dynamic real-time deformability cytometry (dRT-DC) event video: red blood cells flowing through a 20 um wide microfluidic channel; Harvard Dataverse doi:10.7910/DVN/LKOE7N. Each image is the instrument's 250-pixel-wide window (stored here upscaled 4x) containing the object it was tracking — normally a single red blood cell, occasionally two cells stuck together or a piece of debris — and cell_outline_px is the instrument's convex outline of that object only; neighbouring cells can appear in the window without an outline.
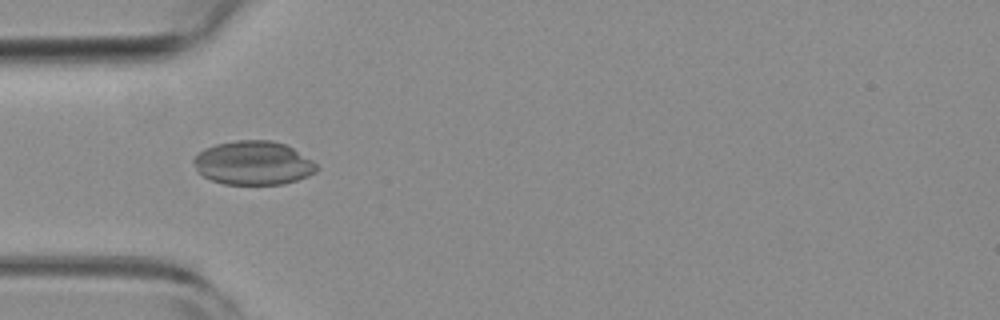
{"species": "common noctule bat (a hibernating species)", "species_latin": "Nyctalus noctula", "temperature_condition": "room temperature", "stored_images_in_passage": 55, "camera_frame_rate_fps": 3000, "um_per_image_px": 0.085, "animal": {"sex": "female", "body_mass_g": 19.3, "forearm_length_mm": 54.1}, "frame": {"image": 1, "passage_image": 17, "time_ms": 5.333, "image_size_px": [1000, 320], "cell_outline_px": [[320, 168], [316, 172], [308, 176], [284, 184], [224, 184], [212, 180], [196, 172], [192, 160], [204, 148], [216, 144], [236, 140], [272, 140], [284, 144], [292, 148], [312, 160]], "centroid_in_image_um": [21.52, 13.85], "position_along_channel_um": 63.5, "area_um2": 31.44}}
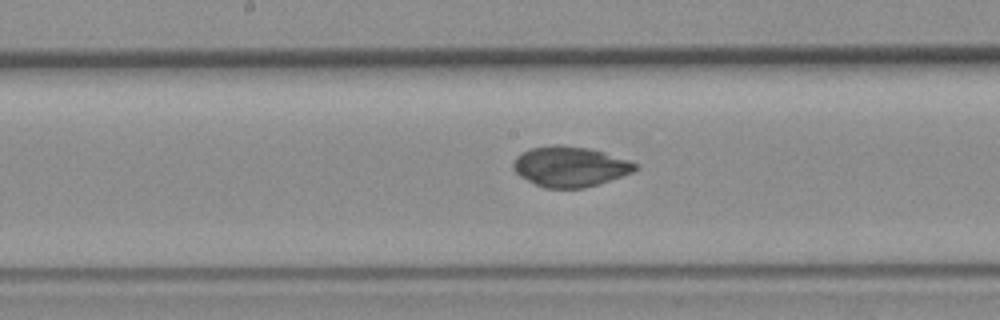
{"frame": {"image": 2, "passage_image": 28, "time_ms": 9.0, "image_size_px": [1000, 320], "cell_outline_px": [[640, 168], [632, 172], [600, 184], [584, 188], [544, 188], [520, 176], [512, 168], [512, 164], [516, 156], [520, 152], [528, 148], [556, 144], [560, 144], [588, 148], [604, 152], [640, 164]], "centroid_in_image_um": [48.45, 14.15], "position_along_channel_um": 199.8, "area_um2": 28.9}}
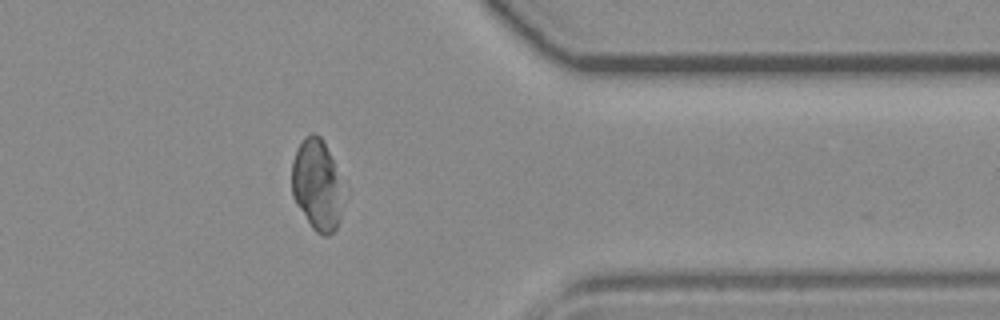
{"frame": {"image": 3, "passage_image": 44, "time_ms": 14.333, "image_size_px": [1000, 320], "cell_outline_px": [[348, 192], [340, 220], [336, 228], [328, 236], [324, 236], [316, 232], [312, 228], [296, 204], [292, 196], [292, 160], [296, 148], [304, 136], [312, 132], [320, 136], [324, 140], [348, 188]], "centroid_in_image_um": [27.03, 15.71], "position_along_channel_um": 384.4, "area_um2": 28.96}}